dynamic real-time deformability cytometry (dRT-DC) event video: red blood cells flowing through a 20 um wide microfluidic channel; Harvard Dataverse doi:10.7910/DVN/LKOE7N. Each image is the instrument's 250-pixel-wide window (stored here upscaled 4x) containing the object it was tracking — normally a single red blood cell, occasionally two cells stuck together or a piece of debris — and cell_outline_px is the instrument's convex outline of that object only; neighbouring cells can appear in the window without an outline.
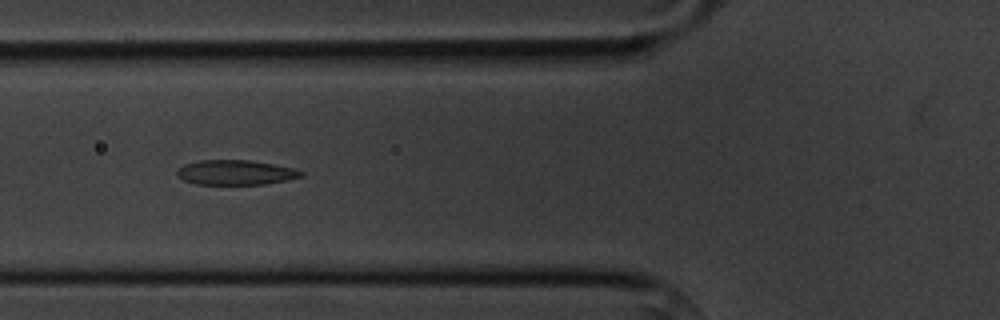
{"species": "common noctule bat (a hibernating species)", "species_latin": "Nyctalus noctula", "temperature_condition": "cold", "stored_images_in_passage": 10, "camera_frame_rate_fps": 3000, "um_per_image_px": 0.085, "animal": {"sex": "male", "body_mass_g": 20.1, "forearm_length_mm": 53.5}, "frame": {"image": 1, "passage_image": 3, "time_ms": 2.667, "image_size_px": [1000, 320], "cell_outline_px": [[304, 176], [264, 184], [196, 184], [184, 180], [176, 176], [176, 172], [184, 164], [200, 160], [252, 160], [292, 168], [304, 172]], "centroid_in_image_um": [20.0, 14.65], "position_along_channel_um": 105.8, "area_um2": 17.8}}
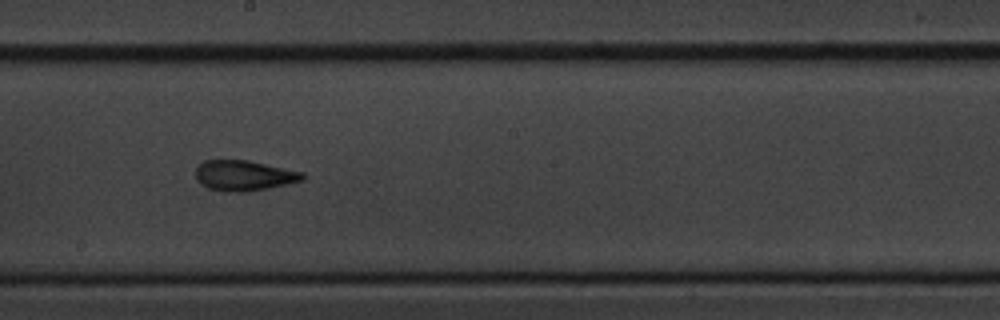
{"frame": {"image": 2, "passage_image": 6, "time_ms": 6.0, "image_size_px": [1000, 320], "cell_outline_px": [[308, 176], [304, 180], [288, 184], [248, 192], [224, 192], [208, 188], [196, 176], [196, 168], [204, 160], [248, 160], [304, 172]], "centroid_in_image_um": [20.81, 14.92], "position_along_channel_um": 227.4, "area_um2": 19.02}}
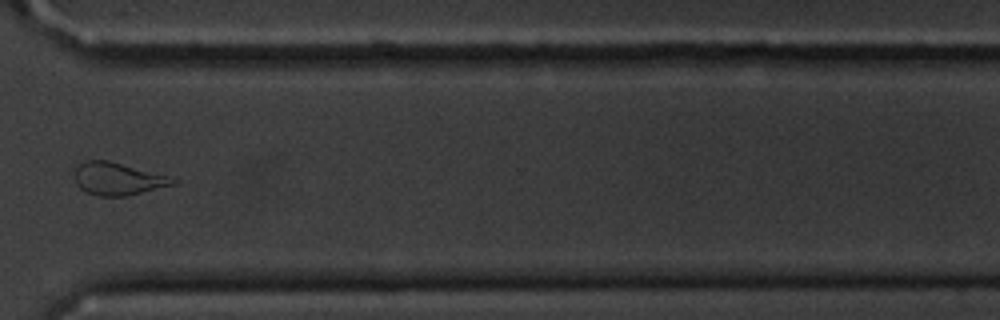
{"frame": {"image": 3, "passage_image": 9, "time_ms": 9.667, "image_size_px": [1000, 320], "cell_outline_px": [[180, 180], [176, 184], [128, 196], [100, 196], [88, 192], [80, 188], [76, 184], [76, 168], [84, 160], [108, 160], [168, 176]], "centroid_in_image_um": [10.05, 15.2], "position_along_channel_um": 360.6, "area_um2": 18.5}, "authors_computed_cell_mechanics": {"area_um2": 18.4093, "velocity_mm_per_s": 3.6331, "shape_relaxation_time_tau1_ms": 5.421, "shape_relaxation_time_tau2_ms": 2.0778, "deformation_change_tau1": 0.1731, "deformation_change_tau2": 0.0797}}